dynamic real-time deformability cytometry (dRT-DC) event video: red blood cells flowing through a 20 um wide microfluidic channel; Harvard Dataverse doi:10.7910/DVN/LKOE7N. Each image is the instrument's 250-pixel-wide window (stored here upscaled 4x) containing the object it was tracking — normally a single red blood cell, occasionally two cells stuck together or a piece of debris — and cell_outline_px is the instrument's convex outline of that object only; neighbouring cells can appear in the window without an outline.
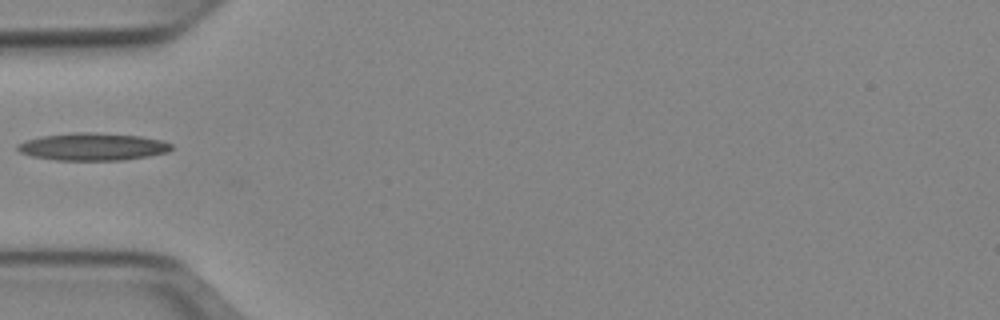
{"species": "Egyptian fruit bat (a non-hibernating species)", "species_latin": "Rousettus aegyptiacus", "temperature_condition": "cold", "stored_images_in_passage": 35, "camera_frame_rate_fps": 3000, "um_per_image_px": 0.085, "animal": {"sex": "female"}, "frame": {"image": 1, "passage_image": 1, "time_ms": 0.0, "image_size_px": [1000, 320], "cell_outline_px": [[172, 148], [168, 152], [148, 156], [124, 160], [56, 160], [32, 156], [20, 152], [16, 148], [16, 144], [28, 140], [44, 136], [72, 132], [92, 132], [140, 136], [160, 140], [172, 144]], "centroid_in_image_um": [7.88, 12.47], "position_along_channel_um": 77.1, "area_um2": 24.51}}
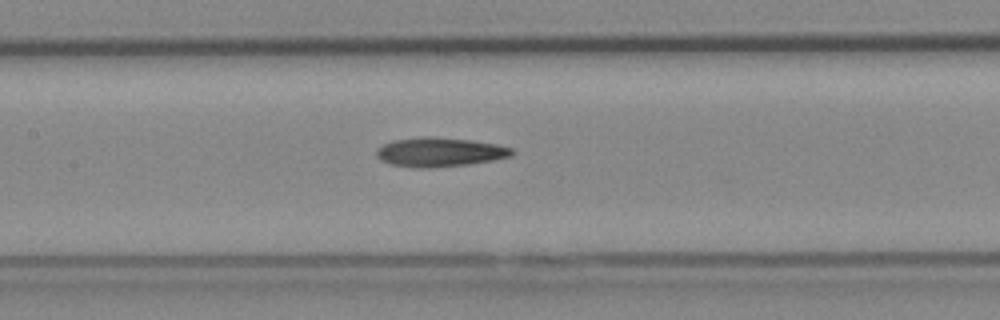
{"frame": {"image": 2, "passage_image": 8, "time_ms": 2.333, "image_size_px": [1000, 320], "cell_outline_px": [[516, 152], [512, 156], [492, 160], [468, 164], [428, 168], [416, 168], [388, 164], [380, 160], [376, 156], [376, 148], [392, 140], [424, 136], [428, 136], [468, 140], [496, 144], [512, 148]], "centroid_in_image_um": [37.33, 12.93], "position_along_channel_um": 170.1, "area_um2": 23.12}}
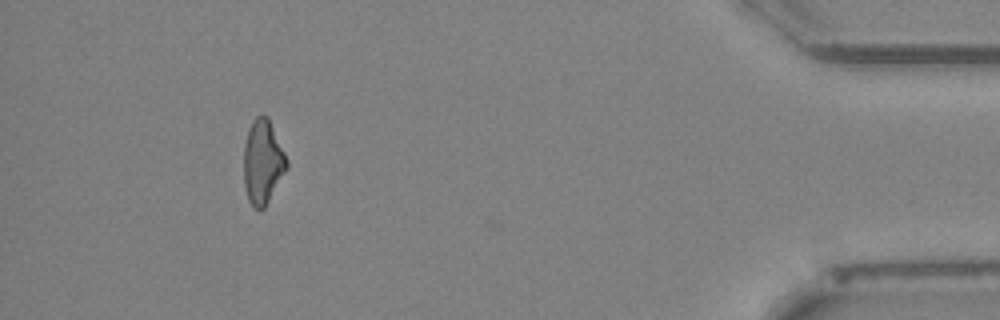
{"frame": {"image": 3, "passage_image": 31, "time_ms": 10.0, "image_size_px": [1000, 320], "cell_outline_px": [[288, 168], [264, 208], [260, 212], [252, 208], [248, 200], [244, 188], [244, 144], [248, 128], [252, 120], [256, 116], [268, 116], [288, 160]], "centroid_in_image_um": [22.32, 13.8], "position_along_channel_um": 412.9, "area_um2": 21.39}}